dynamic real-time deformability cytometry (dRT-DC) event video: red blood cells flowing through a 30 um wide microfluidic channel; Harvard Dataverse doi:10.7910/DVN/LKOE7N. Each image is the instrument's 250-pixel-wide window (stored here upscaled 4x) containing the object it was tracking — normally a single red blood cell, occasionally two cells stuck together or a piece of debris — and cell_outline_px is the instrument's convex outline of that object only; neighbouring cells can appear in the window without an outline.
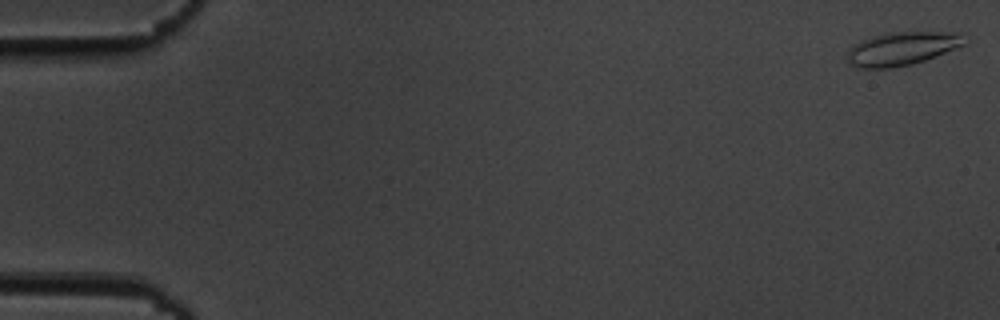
{"species": "common noctule bat (a hibernating species)", "species_latin": "Nyctalus noctula", "temperature_condition": "cold", "stored_images_in_passage": 11, "camera_frame_rate_fps": 3000, "um_per_image_px": 0.085, "animal": {"sex": "male", "body_mass_g": 19.5, "forearm_length_mm": 54.6}, "frame": {"image": 1, "passage_image": 1, "time_ms": 0.0, "image_size_px": [1000, 320], "cell_outline_px": [[968, 44], [924, 60], [912, 64], [888, 68], [856, 68], [848, 64], [848, 48], [860, 40], [872, 36], [888, 32], [960, 32], [968, 36]], "centroid_in_image_um": [76.7, 4.11], "position_along_channel_um": 8.3, "area_um2": 23.24}}